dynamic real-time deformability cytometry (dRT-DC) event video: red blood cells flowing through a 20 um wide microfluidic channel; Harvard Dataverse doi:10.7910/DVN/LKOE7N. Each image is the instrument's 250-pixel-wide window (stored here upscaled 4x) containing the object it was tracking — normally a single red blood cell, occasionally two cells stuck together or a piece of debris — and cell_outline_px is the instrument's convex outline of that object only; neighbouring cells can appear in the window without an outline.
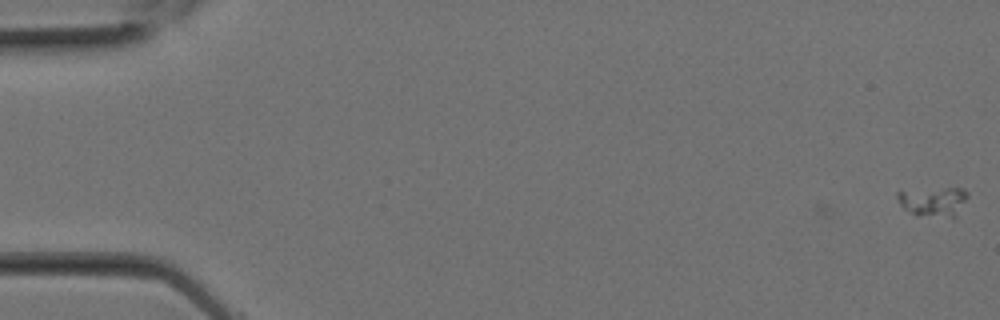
{"species": "Egyptian fruit bat (a non-hibernating species)", "species_latin": "Rousettus aegyptiacus", "temperature_condition": "room temperature", "stored_images_in_passage": 2, "camera_frame_rate_fps": 3000, "um_per_image_px": 0.085, "animal": {"sex": "female"}, "frame": {"image": 1, "passage_image": 2, "time_ms": 0.333, "image_size_px": [1000, 320], "cell_outline_px": [[968, 196], [956, 220], [916, 216], [904, 208], [900, 204], [896, 196], [896, 192], [944, 188], [964, 188], [968, 192]], "centroid_in_image_um": [79.41, 17.2], "position_along_channel_um": 5.6, "area_um2": 12.6}}